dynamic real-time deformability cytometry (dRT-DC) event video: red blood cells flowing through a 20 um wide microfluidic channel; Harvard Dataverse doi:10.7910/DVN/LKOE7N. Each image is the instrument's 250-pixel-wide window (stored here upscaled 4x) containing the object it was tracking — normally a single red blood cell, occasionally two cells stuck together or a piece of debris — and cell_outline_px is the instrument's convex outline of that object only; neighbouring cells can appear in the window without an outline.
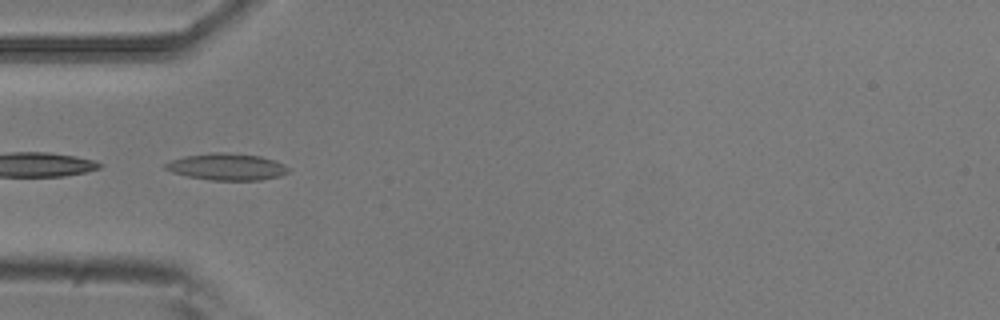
{"species": "common noctule bat (a hibernating species)", "species_latin": "Nyctalus noctula", "temperature_condition": "room temperature", "stored_images_in_passage": 6, "camera_frame_rate_fps": 3000, "um_per_image_px": 0.085, "animal": {"sex": "male", "body_mass_g": 20.5, "forearm_length_mm": 52.5}, "frame": {"image": 1, "passage_image": 4, "time_ms": 1.0, "image_size_px": [1000, 320], "cell_outline_px": [[288, 172], [280, 176], [260, 180], [212, 180], [188, 176], [172, 172], [164, 168], [164, 164], [172, 160], [184, 156], [212, 152], [224, 152], [260, 156], [276, 160], [284, 164], [288, 168]], "centroid_in_image_um": [19.29, 14.17], "position_along_channel_um": 65.7, "area_um2": 19.13}}
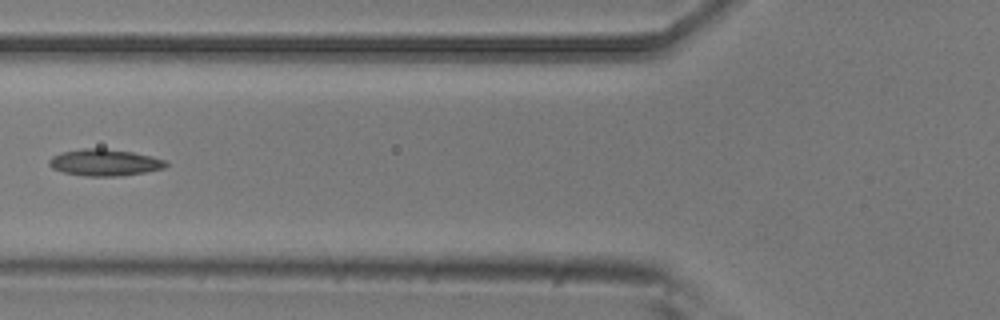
{"frame": {"image": 2, "passage_image": 5, "time_ms": 1.333, "image_size_px": [1000, 320], "cell_outline_px": [[168, 164], [164, 168], [144, 172], [120, 176], [88, 176], [64, 172], [52, 168], [48, 164], [48, 160], [52, 156], [64, 152], [84, 148], [104, 148], [132, 152], [152, 156], [168, 160]], "centroid_in_image_um": [8.92, 13.81], "position_along_channel_um": 116.9, "area_um2": 18.09}}
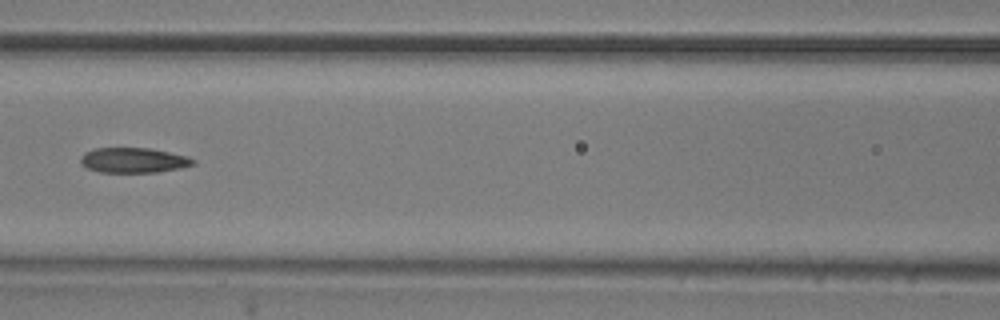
{"frame": {"image": 3, "passage_image": 6, "time_ms": 1.667, "image_size_px": [1000, 320], "cell_outline_px": [[196, 164], [180, 168], [156, 172], [100, 172], [88, 168], [80, 164], [80, 160], [84, 152], [96, 148], [148, 148], [168, 152], [184, 156], [196, 160]], "centroid_in_image_um": [11.32, 13.62], "position_along_channel_um": 155.3, "area_um2": 16.3}}